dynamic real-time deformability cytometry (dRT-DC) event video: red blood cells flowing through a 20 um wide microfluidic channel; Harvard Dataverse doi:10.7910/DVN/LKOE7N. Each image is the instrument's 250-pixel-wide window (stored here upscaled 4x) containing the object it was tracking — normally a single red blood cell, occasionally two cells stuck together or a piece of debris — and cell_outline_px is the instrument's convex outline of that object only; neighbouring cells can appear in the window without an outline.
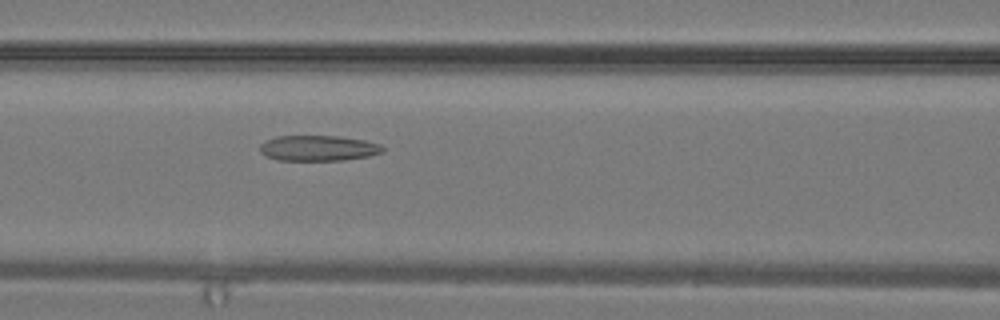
{"species": "common noctule bat (a hibernating species)", "species_latin": "Nyctalus noctula", "temperature_condition": "warm", "stored_images_in_passage": 24, "camera_frame_rate_fps": 3000, "um_per_image_px": 0.085, "animal": {"sex": "male", "body_mass_g": 19.2, "forearm_length_mm": 51.8}, "frame": {"image": 1, "passage_image": 6, "time_ms": 1.667, "image_size_px": [1000, 320], "cell_outline_px": [[384, 152], [368, 156], [344, 160], [276, 160], [264, 156], [260, 152], [260, 144], [276, 136], [340, 136], [364, 140], [380, 144], [384, 148]], "centroid_in_image_um": [27.05, 12.59], "position_along_channel_um": 139.6, "area_um2": 18.32}}
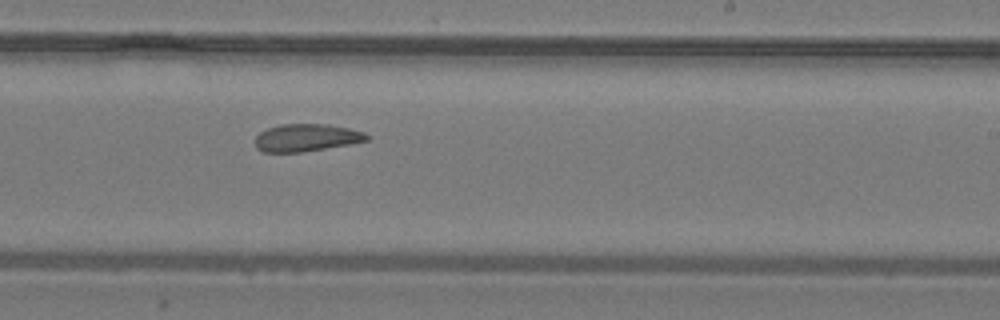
{"frame": {"image": 2, "passage_image": 12, "time_ms": 3.667, "image_size_px": [1000, 320], "cell_outline_px": [[368, 140], [348, 144], [304, 152], [264, 152], [256, 148], [256, 136], [260, 132], [268, 128], [284, 124], [328, 124], [348, 128], [364, 132], [368, 136]], "centroid_in_image_um": [26.03, 11.7], "position_along_channel_um": 263.0, "area_um2": 17.69}}
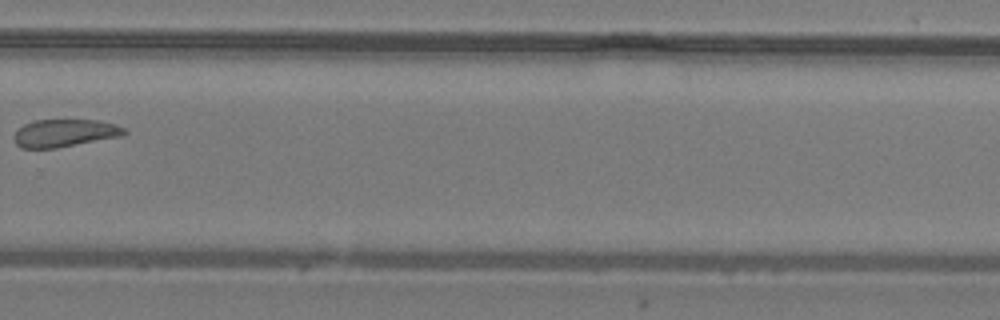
{"frame": {"image": 3, "passage_image": 15, "time_ms": 4.667, "image_size_px": [1000, 320], "cell_outline_px": [[128, 132], [120, 136], [56, 148], [20, 148], [16, 144], [12, 136], [16, 128], [32, 120], [100, 120], [116, 124], [124, 128]], "centroid_in_image_um": [5.44, 11.3], "position_along_channel_um": 324.4, "area_um2": 17.92}}